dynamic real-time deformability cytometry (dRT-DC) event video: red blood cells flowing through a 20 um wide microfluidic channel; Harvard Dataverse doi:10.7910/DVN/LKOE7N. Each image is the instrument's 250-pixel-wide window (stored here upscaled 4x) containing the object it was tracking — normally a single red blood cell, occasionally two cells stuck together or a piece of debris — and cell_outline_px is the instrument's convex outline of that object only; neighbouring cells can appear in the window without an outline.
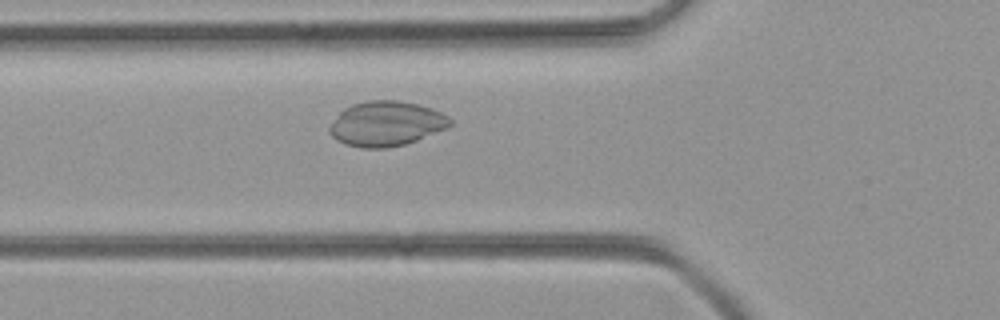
{"species": "common noctule bat (a hibernating species)", "species_latin": "Nyctalus noctula", "temperature_condition": "room temperature", "stored_images_in_passage": 46, "camera_frame_rate_fps": 3000, "um_per_image_px": 0.085, "animal": {"sex": "female", "body_mass_g": 21.9}, "frame": {"image": 1, "passage_image": 14, "time_ms": 4.333, "image_size_px": [1000, 320], "cell_outline_px": [[452, 124], [448, 128], [416, 140], [404, 144], [384, 148], [360, 148], [344, 144], [336, 140], [328, 132], [328, 128], [340, 112], [344, 108], [352, 104], [368, 100], [396, 100], [416, 104], [432, 108], [448, 116], [452, 120]], "centroid_in_image_um": [32.82, 10.51], "position_along_channel_um": 93.0, "area_um2": 31.56}}
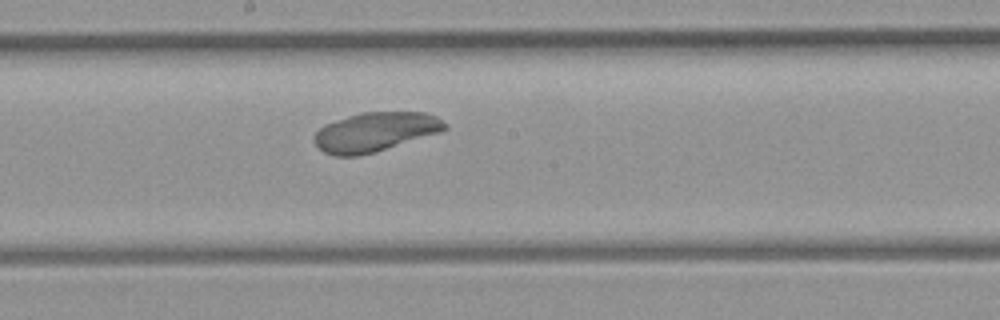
{"frame": {"image": 2, "passage_image": 23, "time_ms": 7.333, "image_size_px": [1000, 320], "cell_outline_px": [[448, 128], [440, 132], [376, 152], [356, 156], [336, 156], [324, 152], [312, 140], [312, 136], [324, 124], [360, 112], [424, 112], [436, 116], [448, 124]], "centroid_in_image_um": [31.88, 11.21], "position_along_channel_um": 216.3, "area_um2": 29.94}}
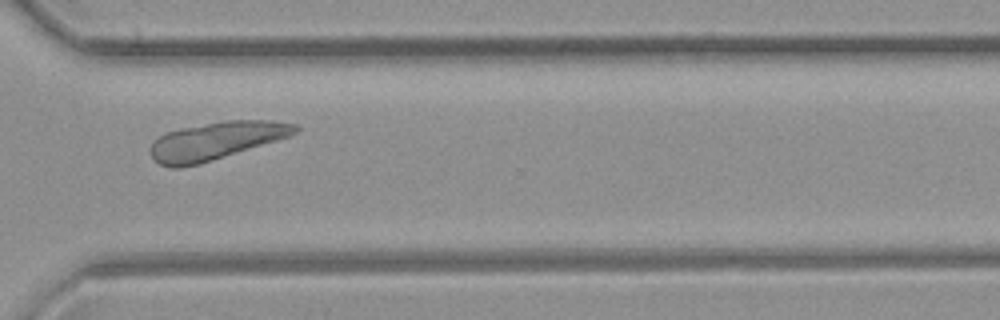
{"frame": {"image": 3, "passage_image": 33, "time_ms": 10.667, "image_size_px": [1000, 320], "cell_outline_px": [[300, 128], [296, 132], [288, 136], [276, 140], [200, 164], [180, 168], [172, 168], [160, 164], [148, 152], [148, 148], [152, 140], [168, 132], [180, 128], [224, 120], [272, 120], [300, 124]], "centroid_in_image_um": [18.33, 11.96], "position_along_channel_um": 352.3, "area_um2": 31.85}}